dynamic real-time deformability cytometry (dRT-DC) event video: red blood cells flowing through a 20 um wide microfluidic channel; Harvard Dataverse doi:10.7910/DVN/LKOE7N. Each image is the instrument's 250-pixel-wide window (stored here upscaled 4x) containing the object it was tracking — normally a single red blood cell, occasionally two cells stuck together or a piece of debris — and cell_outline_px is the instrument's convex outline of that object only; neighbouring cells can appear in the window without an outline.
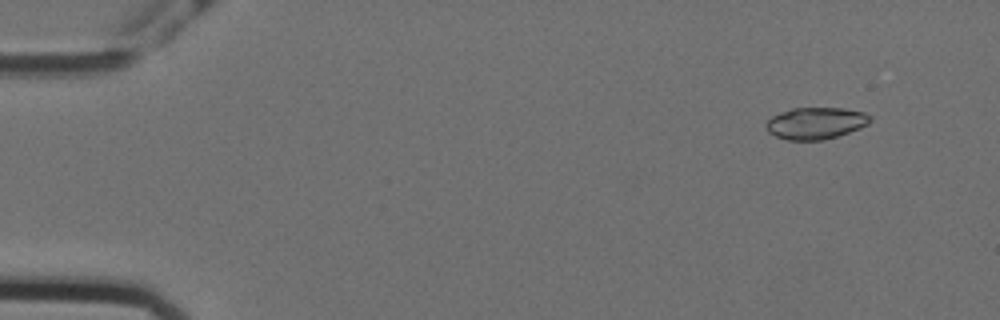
{"species": "Egyptian fruit bat (a non-hibernating species)", "species_latin": "Rousettus aegyptiacus", "temperature_condition": "cold", "stored_images_in_passage": 54, "camera_frame_rate_fps": 3000, "um_per_image_px": 0.085, "animal": {"sex": "female"}, "frame": {"image": 1, "passage_image": 2, "time_ms": 0.333, "image_size_px": [1000, 320], "cell_outline_px": [[872, 120], [868, 124], [860, 128], [824, 140], [788, 140], [776, 136], [768, 132], [768, 120], [772, 116], [780, 112], [792, 108], [844, 108], [864, 112], [872, 116]], "centroid_in_image_um": [69.38, 10.46], "position_along_channel_um": 15.6, "area_um2": 19.19}}
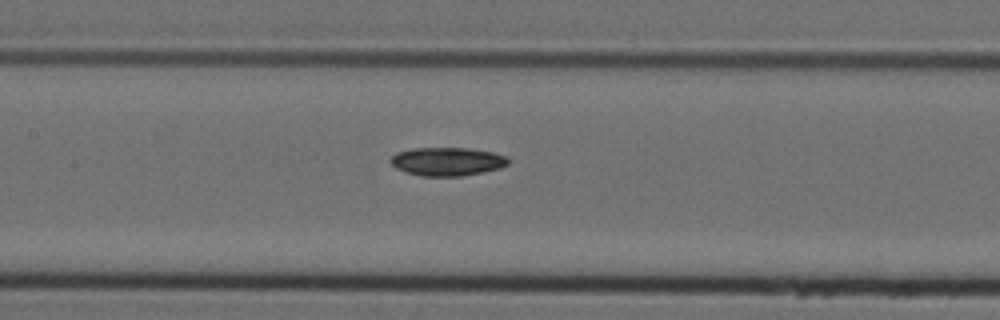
{"frame": {"image": 2, "passage_image": 24, "time_ms": 7.667, "image_size_px": [1000, 320], "cell_outline_px": [[512, 160], [508, 164], [500, 168], [460, 176], [420, 176], [396, 168], [388, 160], [396, 152], [412, 148], [468, 148], [492, 152], [508, 156]], "centroid_in_image_um": [38.03, 13.72], "position_along_channel_um": 169.4, "area_um2": 19.54}}
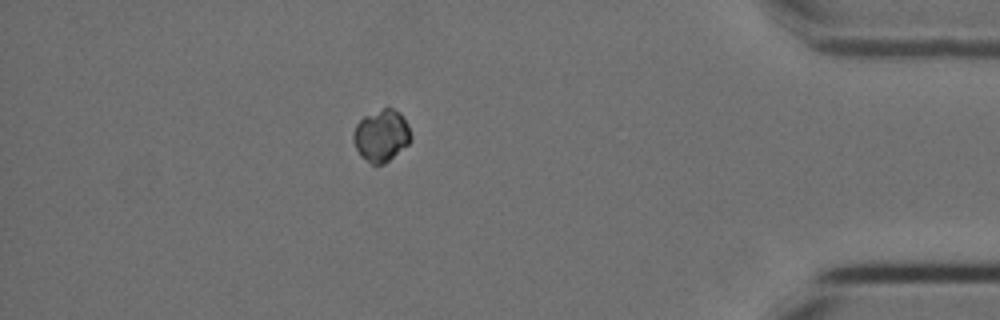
{"frame": {"image": 3, "passage_image": 47, "time_ms": 15.333, "image_size_px": [1000, 320], "cell_outline_px": [[412, 136], [408, 144], [384, 164], [372, 164], [360, 156], [356, 148], [352, 136], [352, 132], [356, 124], [364, 116], [384, 108], [392, 108], [400, 112], [408, 124]], "centroid_in_image_um": [32.41, 11.52], "position_along_channel_um": 402.8, "area_um2": 17.34}, "authors_computed_cell_mechanics": {"area_um2": 19.2185, "velocity_mm_per_s": 3.5716, "shape_relaxation_time_tau1_ms": 6.0033, "shape_relaxation_time_tau2_ms": null, "deformation_change_tau1": 0.1332, "deformation_change_tau2": null}}